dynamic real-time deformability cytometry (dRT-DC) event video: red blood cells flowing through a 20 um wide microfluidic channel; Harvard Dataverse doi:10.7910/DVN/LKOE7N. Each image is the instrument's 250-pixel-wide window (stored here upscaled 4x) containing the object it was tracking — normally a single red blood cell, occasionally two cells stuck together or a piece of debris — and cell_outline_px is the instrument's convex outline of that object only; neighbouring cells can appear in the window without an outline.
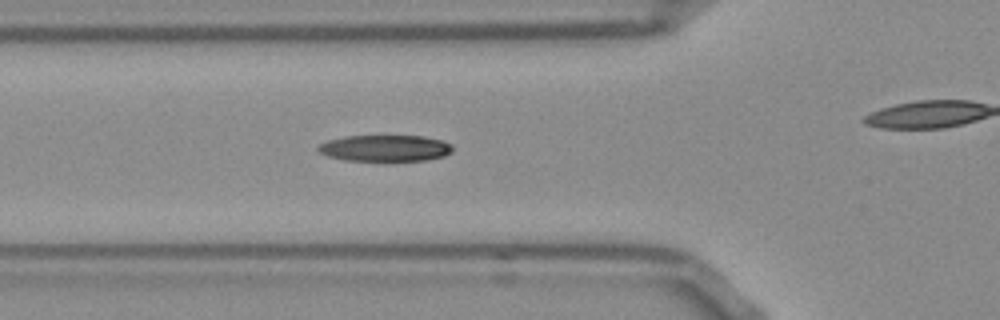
{"species": "Egyptian fruit bat (a non-hibernating species)", "species_latin": "Rousettus aegyptiacus", "temperature_condition": "room temperature", "stored_images_in_passage": 35, "camera_frame_rate_fps": 3000, "um_per_image_px": 0.085, "frame": {"image": 1, "passage_image": 11, "time_ms": 3.333, "image_size_px": [1000, 320], "cell_outline_px": [[452, 152], [444, 156], [428, 160], [344, 160], [328, 156], [320, 152], [316, 148], [320, 144], [328, 140], [344, 136], [424, 136], [444, 140], [452, 144]], "centroid_in_image_um": [32.77, 12.58], "position_along_channel_um": 93.0, "area_um2": 20.63}}